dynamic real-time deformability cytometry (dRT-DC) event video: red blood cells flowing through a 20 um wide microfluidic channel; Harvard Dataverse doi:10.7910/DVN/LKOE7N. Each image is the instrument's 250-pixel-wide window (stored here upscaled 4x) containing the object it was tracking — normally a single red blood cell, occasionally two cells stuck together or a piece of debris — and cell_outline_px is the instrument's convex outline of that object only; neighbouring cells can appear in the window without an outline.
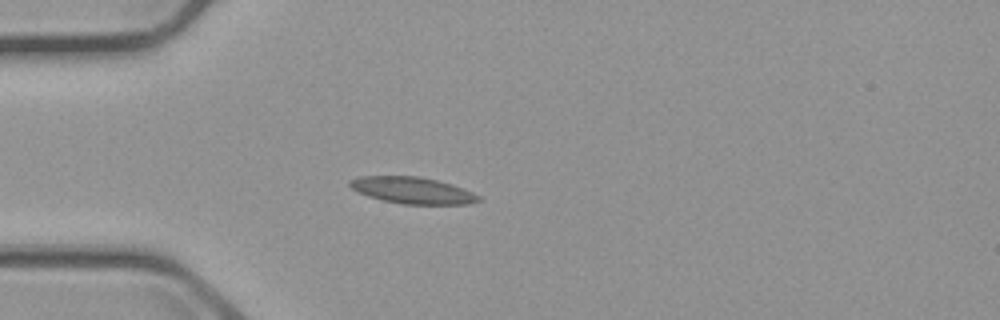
{"species": "common noctule bat (a hibernating species)", "species_latin": "Nyctalus noctula", "temperature_condition": "cold", "stored_images_in_passage": 4, "camera_frame_rate_fps": 3000, "um_per_image_px": 0.085, "animal": {"sex": "male", "body_mass_g": 23.1, "forearm_length_mm": 52.7}, "frame": {"image": 1, "passage_image": 4, "time_ms": 3.667, "image_size_px": [1000, 320], "cell_outline_px": [[480, 200], [468, 204], [400, 204], [368, 196], [356, 192], [348, 184], [348, 180], [360, 176], [416, 176], [436, 180], [452, 184], [472, 192], [480, 196]], "centroid_in_image_um": [35.02, 16.18], "position_along_channel_um": 50.0, "area_um2": 19.88}}